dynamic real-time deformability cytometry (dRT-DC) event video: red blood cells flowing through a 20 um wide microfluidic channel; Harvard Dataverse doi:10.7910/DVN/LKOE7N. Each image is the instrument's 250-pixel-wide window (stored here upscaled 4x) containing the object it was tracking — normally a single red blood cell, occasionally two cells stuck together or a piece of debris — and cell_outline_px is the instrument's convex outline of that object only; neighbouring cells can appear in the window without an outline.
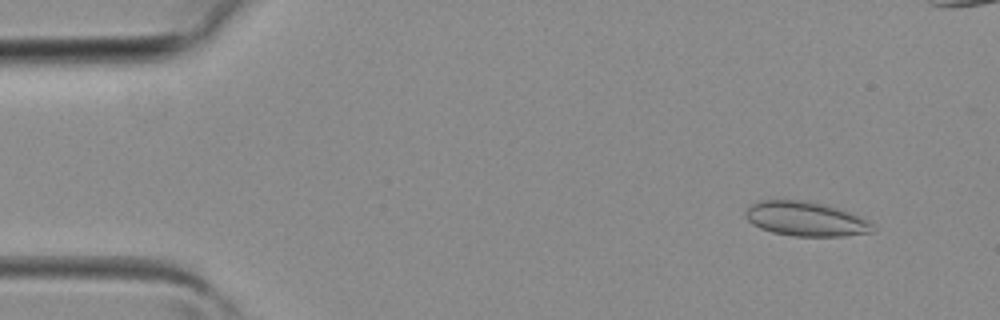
{"species": "common noctule bat (a hibernating species)", "species_latin": "Nyctalus noctula", "temperature_condition": "room temperature", "stored_images_in_passage": 40, "camera_frame_rate_fps": 3000, "um_per_image_px": 0.085, "animal": {"sex": "female", "body_mass_g": 19.3, "forearm_length_mm": 54.1}, "frame": {"image": 1, "passage_image": 3, "time_ms": 0.667, "image_size_px": [1000, 320], "cell_outline_px": [[876, 232], [844, 236], [792, 236], [772, 232], [760, 228], [752, 224], [744, 216], [744, 212], [752, 204], [760, 200], [804, 200], [824, 204], [860, 216], [868, 220], [876, 228]], "centroid_in_image_um": [68.5, 18.62], "position_along_channel_um": 16.5, "area_um2": 25.66}}
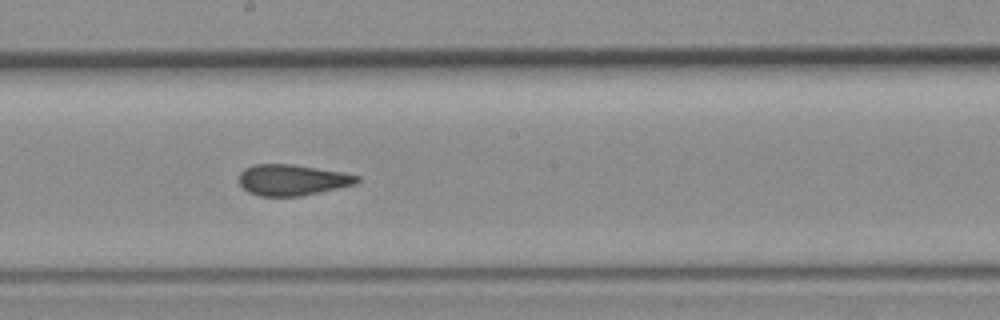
{"frame": {"image": 2, "passage_image": 21, "time_ms": 6.667, "image_size_px": [1000, 320], "cell_outline_px": [[360, 180], [356, 184], [320, 192], [300, 196], [260, 196], [248, 192], [240, 184], [240, 172], [244, 168], [256, 164], [292, 164], [340, 172], [360, 176]], "centroid_in_image_um": [24.83, 15.3], "position_along_channel_um": 223.4, "area_um2": 21.15}}
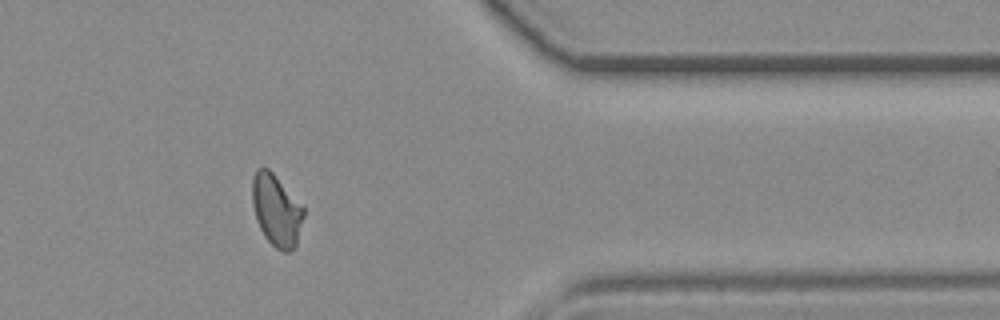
{"frame": {"image": 3, "passage_image": 32, "time_ms": 10.333, "image_size_px": [1000, 320], "cell_outline_px": [[304, 216], [296, 248], [288, 252], [284, 252], [276, 248], [264, 236], [256, 220], [252, 204], [252, 180], [256, 168], [268, 168], [272, 172], [304, 208]], "centroid_in_image_um": [23.49, 17.9], "position_along_channel_um": 387.9, "area_um2": 21.44}}